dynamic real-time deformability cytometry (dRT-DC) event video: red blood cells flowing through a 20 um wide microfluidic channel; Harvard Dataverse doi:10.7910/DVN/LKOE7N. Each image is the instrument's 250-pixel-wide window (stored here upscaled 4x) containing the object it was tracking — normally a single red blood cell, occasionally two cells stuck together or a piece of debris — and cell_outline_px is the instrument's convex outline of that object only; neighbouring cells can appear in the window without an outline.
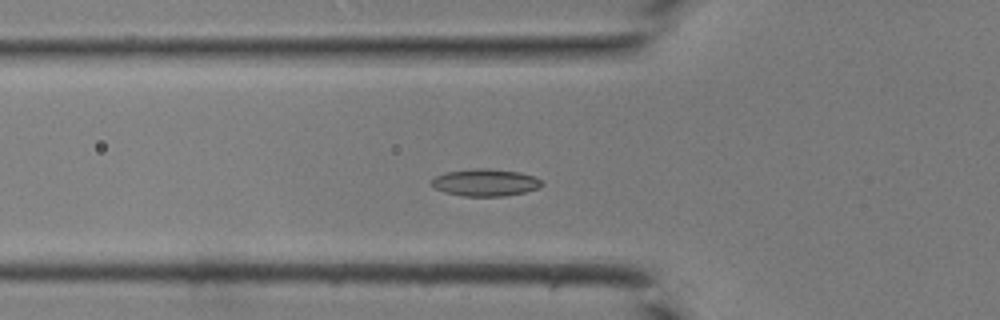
{"species": "common noctule bat (a hibernating species)", "species_latin": "Nyctalus noctula", "temperature_condition": "room temperature", "stored_images_in_passage": 38, "camera_frame_rate_fps": 3000, "um_per_image_px": 0.085, "animal": {"sex": "male", "body_mass_g": 19.0, "forearm_length_mm": 50.8}, "frame": {"image": 1, "passage_image": 10, "time_ms": 3.0, "image_size_px": [1000, 320], "cell_outline_px": [[544, 184], [540, 188], [524, 192], [504, 196], [460, 196], [444, 192], [436, 188], [432, 184], [432, 180], [436, 176], [444, 172], [476, 168], [488, 168], [516, 172], [536, 176], [544, 180]], "centroid_in_image_um": [41.3, 15.51], "position_along_channel_um": 84.5, "area_um2": 17.57}}
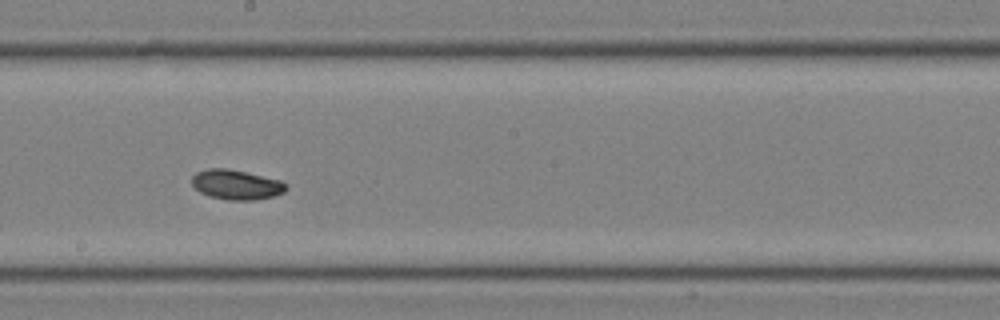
{"frame": {"image": 2, "passage_image": 19, "time_ms": 6.0, "image_size_px": [1000, 320], "cell_outline_px": [[288, 188], [284, 192], [272, 196], [256, 200], [228, 200], [208, 196], [200, 192], [192, 184], [192, 176], [196, 172], [208, 168], [228, 168], [280, 180], [288, 184]], "centroid_in_image_um": [20.09, 15.69], "position_along_channel_um": 228.1, "area_um2": 16.42}}
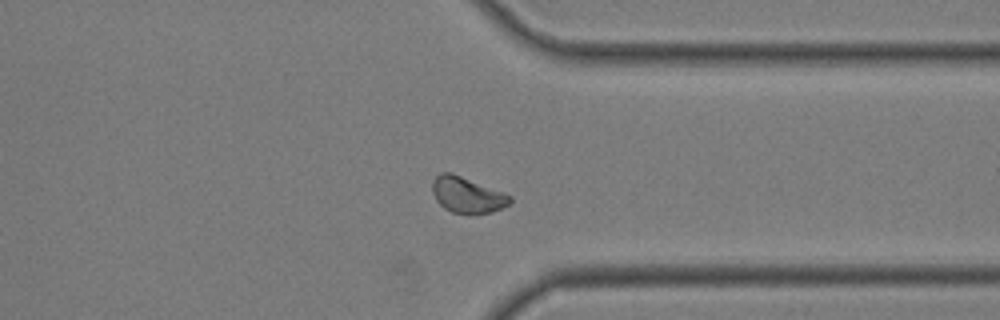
{"frame": {"image": 3, "passage_image": 28, "time_ms": 9.0, "image_size_px": [1000, 320], "cell_outline_px": [[512, 200], [508, 204], [492, 212], [468, 216], [452, 212], [444, 208], [436, 200], [432, 192], [432, 180], [440, 172], [452, 172], [504, 192], [512, 196]], "centroid_in_image_um": [39.7, 16.58], "position_along_channel_um": 371.7, "area_um2": 16.65}}